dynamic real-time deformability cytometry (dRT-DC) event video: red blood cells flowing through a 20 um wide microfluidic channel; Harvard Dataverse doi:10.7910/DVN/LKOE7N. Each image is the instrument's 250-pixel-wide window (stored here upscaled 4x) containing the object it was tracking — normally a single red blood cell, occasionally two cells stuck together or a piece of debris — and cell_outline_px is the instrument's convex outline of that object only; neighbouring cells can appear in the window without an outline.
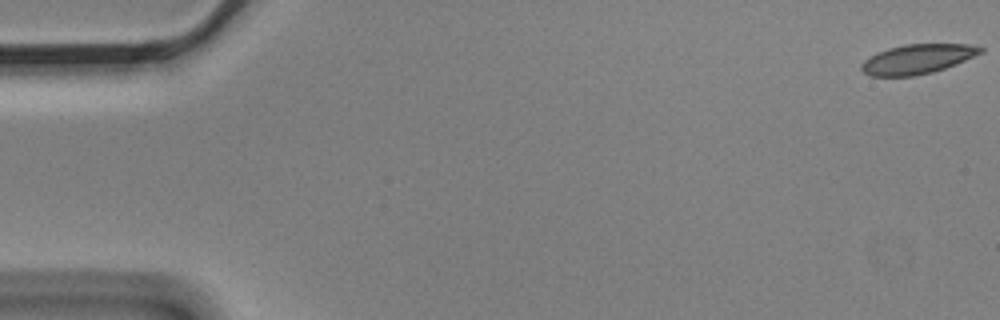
{"species": "Egyptian fruit bat (a non-hibernating species)", "species_latin": "Rousettus aegyptiacus", "temperature_condition": "cold", "stored_images_in_passage": 4, "camera_frame_rate_fps": 3000, "um_per_image_px": 0.085, "animal": {"sex": "male"}, "frame": {"image": 1, "passage_image": 1, "time_ms": 0.0, "image_size_px": [1000, 320], "cell_outline_px": [[984, 52], [956, 64], [932, 72], [916, 76], [868, 76], [860, 68], [860, 64], [864, 60], [876, 52], [888, 48], [904, 44], [968, 44], [984, 48]], "centroid_in_image_um": [77.96, 5.02], "position_along_channel_um": 7.0, "area_um2": 20.63}}